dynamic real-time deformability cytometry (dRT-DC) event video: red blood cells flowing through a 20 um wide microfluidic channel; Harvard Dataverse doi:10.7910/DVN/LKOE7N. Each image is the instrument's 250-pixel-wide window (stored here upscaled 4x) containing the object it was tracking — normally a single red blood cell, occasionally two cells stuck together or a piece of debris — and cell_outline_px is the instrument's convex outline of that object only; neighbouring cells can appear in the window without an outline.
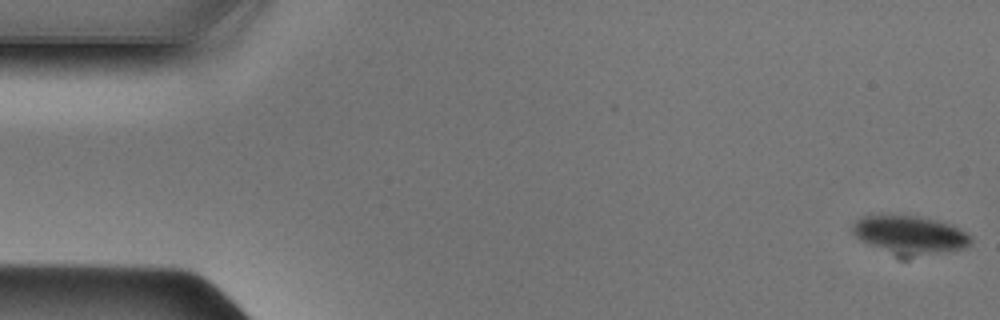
{"species": "Egyptian fruit bat (a non-hibernating species)", "species_latin": "Rousettus aegyptiacus", "temperature_condition": "cold", "stored_images_in_passage": 49, "camera_frame_rate_fps": 3000, "um_per_image_px": 0.085, "animal": {"sex": "male"}, "frame": {"image": 1, "passage_image": 1, "time_ms": 0.0, "image_size_px": [1000, 320], "cell_outline_px": [[972, 240], [964, 248], [900, 260], [860, 240], [852, 232], [852, 224], [860, 216], [880, 212], [916, 216], [936, 220], [952, 224], [972, 236]], "centroid_in_image_um": [77.25, 19.96], "position_along_channel_um": 7.7, "area_um2": 27.74}}
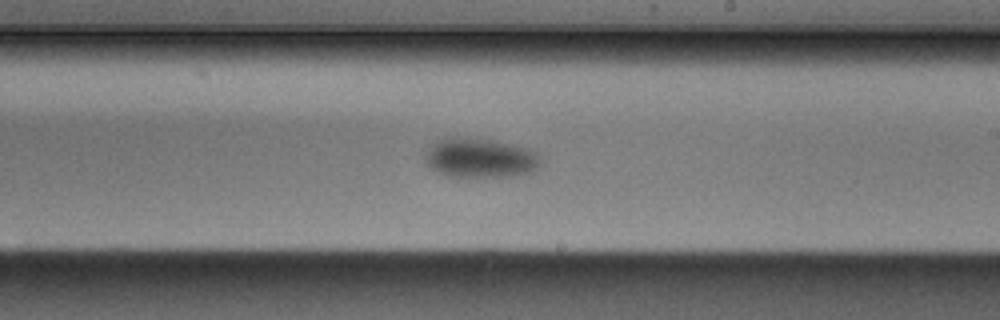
{"frame": {"image": 2, "passage_image": 28, "time_ms": 9.0, "image_size_px": [1000, 320], "cell_outline_px": [[540, 164], [532, 172], [512, 176], [448, 176], [436, 172], [424, 160], [424, 156], [432, 144], [448, 136], [456, 136], [492, 140], [512, 144], [528, 148], [536, 152], [540, 156]], "centroid_in_image_um": [40.81, 13.41], "position_along_channel_um": 248.2, "area_um2": 26.59}}
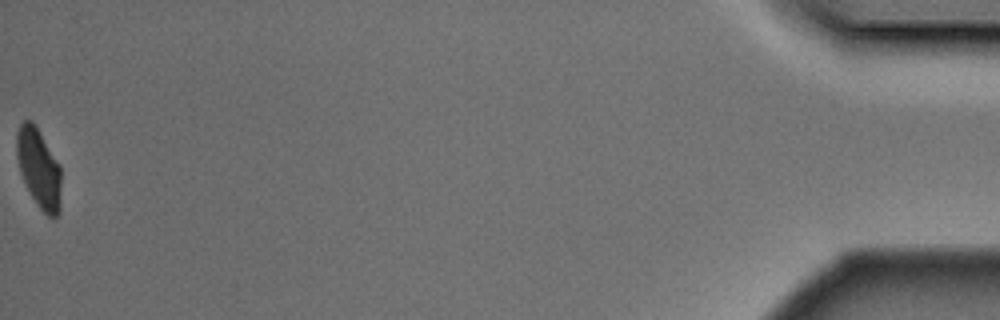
{"frame": {"image": 3, "passage_image": 49, "time_ms": 16.0, "image_size_px": [1000, 320], "cell_outline_px": [[60, 212], [52, 220], [36, 204], [20, 172], [16, 156], [16, 136], [20, 124], [24, 120], [32, 120], [60, 164]], "centroid_in_image_um": [3.3, 14.3], "position_along_channel_um": 431.9, "area_um2": 20.52}}